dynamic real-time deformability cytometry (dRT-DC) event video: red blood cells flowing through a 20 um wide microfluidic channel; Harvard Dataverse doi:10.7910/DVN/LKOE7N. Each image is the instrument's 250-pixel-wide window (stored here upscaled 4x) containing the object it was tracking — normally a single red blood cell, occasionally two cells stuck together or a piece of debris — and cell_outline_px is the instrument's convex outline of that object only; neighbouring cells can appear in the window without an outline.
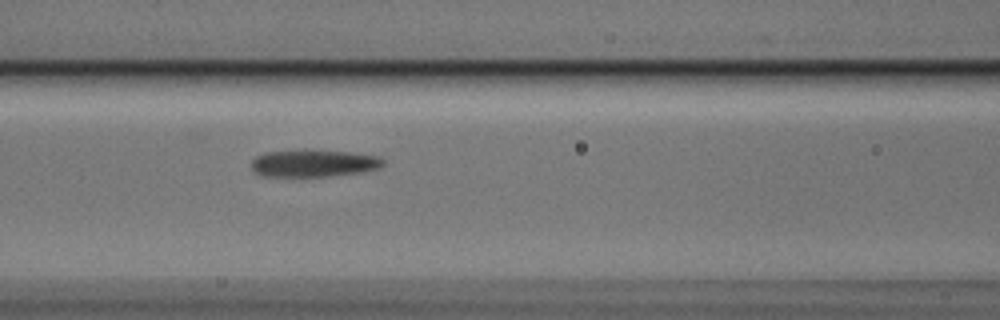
{"species": "Egyptian fruit bat (a non-hibernating species)", "species_latin": "Rousettus aegyptiacus", "temperature_condition": "cold", "stored_images_in_passage": 4, "segment_of_instrument_passage": [1, 2], "camera_frame_rate_fps": 3000, "um_per_image_px": 0.085, "animal": {"sex": "male"}, "frame": {"image": 1, "passage_image": 3, "time_ms": 0.667, "image_size_px": [1000, 320], "cell_outline_px": [[384, 164], [380, 168], [364, 172], [328, 176], [260, 176], [252, 172], [252, 160], [256, 156], [264, 152], [304, 148], [348, 152], [380, 156], [384, 160]], "centroid_in_image_um": [26.64, 13.85], "position_along_channel_um": 140.0, "area_um2": 21.56}}